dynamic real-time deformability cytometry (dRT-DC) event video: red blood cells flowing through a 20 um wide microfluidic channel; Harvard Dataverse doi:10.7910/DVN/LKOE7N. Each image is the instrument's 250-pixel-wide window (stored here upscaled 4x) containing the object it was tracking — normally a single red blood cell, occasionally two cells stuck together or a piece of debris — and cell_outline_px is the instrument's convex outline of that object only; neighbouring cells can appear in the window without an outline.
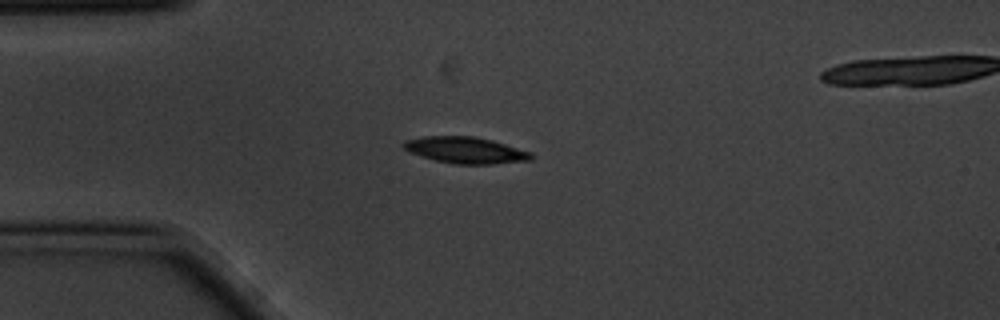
{"species": "common noctule bat (a hibernating species)", "species_latin": "Nyctalus noctula", "temperature_condition": "cold", "stored_images_in_passage": 5, "camera_frame_rate_fps": 3000, "um_per_image_px": 0.085, "animal": {"sex": "male", "body_mass_g": 20.1, "forearm_length_mm": 53.5}, "frame": {"image": 1, "passage_image": 3, "time_ms": 0.667, "image_size_px": [1000, 320], "cell_outline_px": [[532, 160], [492, 164], [456, 164], [436, 160], [408, 152], [400, 144], [404, 140], [424, 136], [472, 136], [492, 140], [532, 152]], "centroid_in_image_um": [39.55, 12.76], "position_along_channel_um": 45.5, "area_um2": 19.65}}